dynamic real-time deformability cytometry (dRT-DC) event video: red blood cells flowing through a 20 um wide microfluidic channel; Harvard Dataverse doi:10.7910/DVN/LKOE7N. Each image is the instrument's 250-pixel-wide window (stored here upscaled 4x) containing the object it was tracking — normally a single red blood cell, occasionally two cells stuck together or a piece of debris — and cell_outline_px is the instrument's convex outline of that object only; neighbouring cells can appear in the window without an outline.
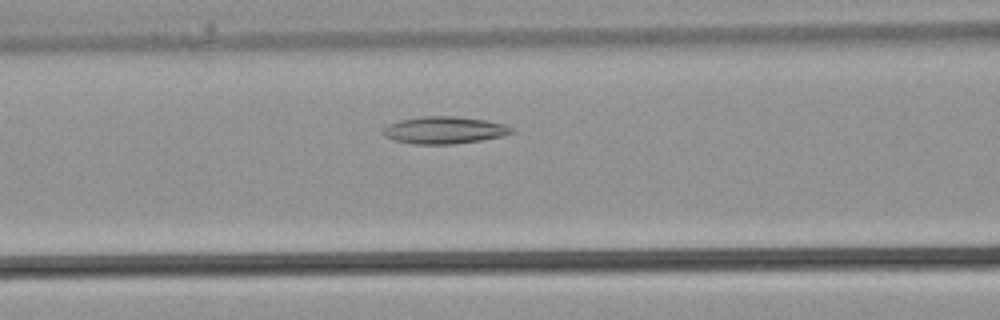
{"species": "common noctule bat (a hibernating species)", "species_latin": "Nyctalus noctula", "temperature_condition": "warm", "stored_images_in_passage": 31, "camera_frame_rate_fps": 3000, "um_per_image_px": 0.085, "animal": {"sex": "male", "body_mass_g": 21.5, "forearm_length_mm": 52.0}, "frame": {"image": 1, "passage_image": 10, "time_ms": 3.0, "image_size_px": [1000, 320], "cell_outline_px": [[516, 132], [500, 136], [480, 140], [452, 144], [412, 144], [396, 140], [384, 136], [380, 132], [388, 124], [400, 120], [420, 116], [456, 116], [484, 120], [504, 124], [512, 128]], "centroid_in_image_um": [37.73, 11.06], "position_along_channel_um": 128.9, "area_um2": 20.29}}
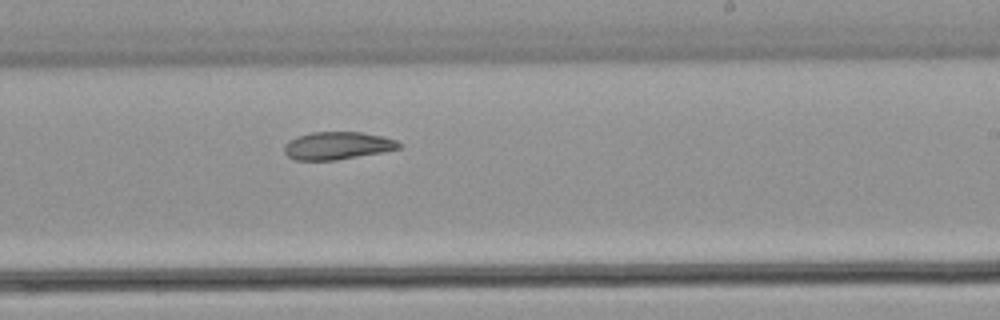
{"frame": {"image": 2, "passage_image": 17, "time_ms": 5.333, "image_size_px": [1000, 320], "cell_outline_px": [[404, 144], [400, 148], [384, 152], [336, 160], [296, 160], [288, 156], [284, 152], [284, 144], [288, 140], [296, 136], [312, 132], [360, 132], [384, 136], [396, 140]], "centroid_in_image_um": [28.7, 12.38], "position_along_channel_um": 260.3, "area_um2": 18.73}}
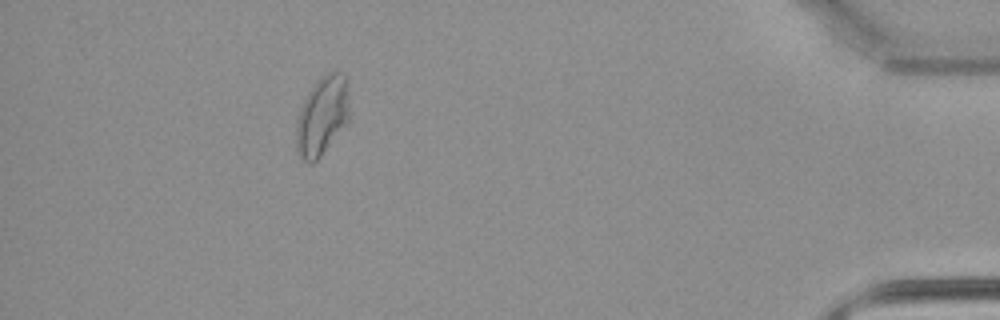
{"frame": {"image": 3, "passage_image": 28, "time_ms": 9.0, "image_size_px": [1000, 320], "cell_outline_px": [[348, 124], [320, 156], [312, 164], [308, 164], [300, 156], [296, 148], [296, 120], [300, 108], [308, 92], [316, 80], [328, 72], [344, 72], [348, 84]], "centroid_in_image_um": [27.39, 9.84], "position_along_channel_um": 407.8, "area_um2": 24.74}}